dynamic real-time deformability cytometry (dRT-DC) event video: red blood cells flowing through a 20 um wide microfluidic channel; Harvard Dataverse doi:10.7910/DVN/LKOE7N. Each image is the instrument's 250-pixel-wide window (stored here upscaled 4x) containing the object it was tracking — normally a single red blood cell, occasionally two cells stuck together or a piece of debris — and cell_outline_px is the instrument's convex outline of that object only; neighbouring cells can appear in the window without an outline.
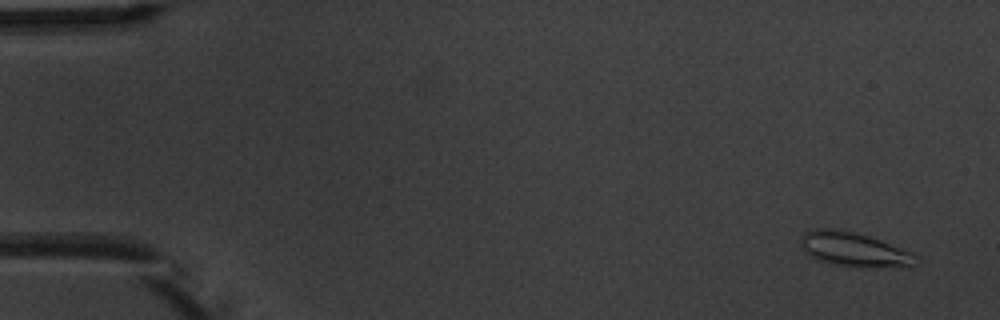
{"species": "common noctule bat (a hibernating species)", "species_latin": "Nyctalus noctula", "temperature_condition": "warm", "stored_images_in_passage": 5, "segment_of_instrument_passage": [1, 2], "camera_frame_rate_fps": 3000, "um_per_image_px": 0.085, "animal": {"sex": "male", "body_mass_g": 20.1, "forearm_length_mm": 53.5}, "frame": {"image": 1, "passage_image": 1, "time_ms": 0.0, "image_size_px": [1000, 320], "cell_outline_px": [[920, 260], [912, 268], [864, 268], [836, 264], [816, 260], [804, 248], [800, 240], [804, 232], [816, 228], [832, 228], [856, 232], [880, 240], [912, 252], [920, 256]], "centroid_in_image_um": [72.72, 21.24], "position_along_channel_um": 12.3, "area_um2": 23.47}}